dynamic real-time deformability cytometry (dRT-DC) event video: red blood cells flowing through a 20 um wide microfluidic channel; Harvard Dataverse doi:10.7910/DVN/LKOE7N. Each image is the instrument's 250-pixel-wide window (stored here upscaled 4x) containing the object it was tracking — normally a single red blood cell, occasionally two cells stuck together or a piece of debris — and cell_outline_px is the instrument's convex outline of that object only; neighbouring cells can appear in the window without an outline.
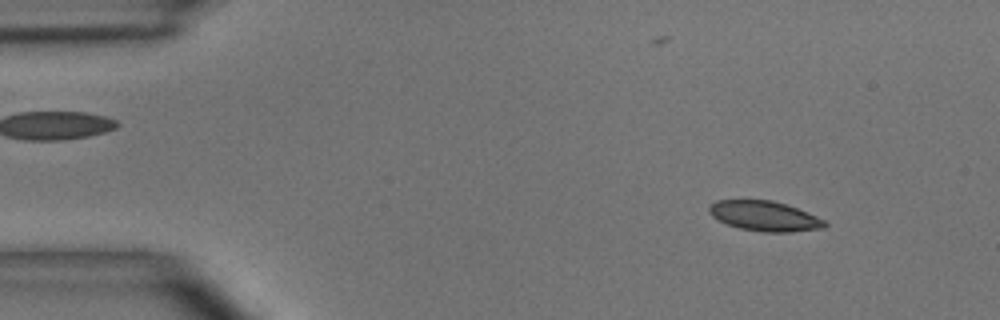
{"species": "common noctule bat (a hibernating species)", "species_latin": "Nyctalus noctula", "temperature_condition": "room temperature", "stored_images_in_passage": 50, "camera_frame_rate_fps": 3000, "um_per_image_px": 0.085, "animal": {"sex": "male", "body_mass_g": 15.6}, "frame": {"image": 1, "passage_image": 5, "time_ms": 1.333, "image_size_px": [1000, 320], "cell_outline_px": [[828, 224], [824, 228], [792, 232], [764, 232], [740, 228], [728, 224], [712, 216], [708, 212], [708, 208], [716, 200], [772, 200], [808, 212], [824, 220]], "centroid_in_image_um": [65.0, 18.37], "position_along_channel_um": 20.0, "area_um2": 20.06}}
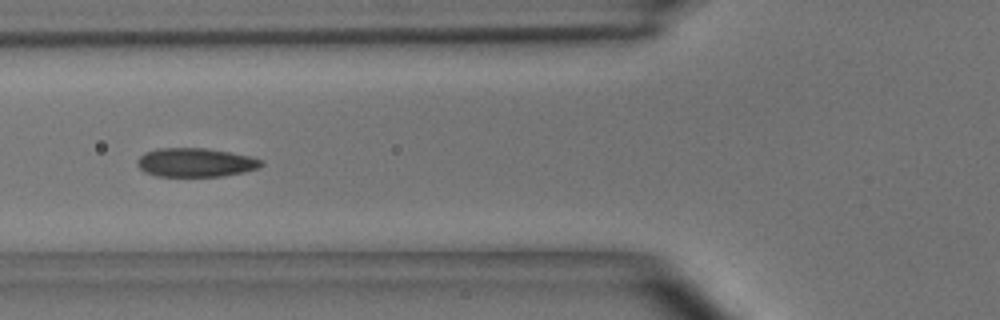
{"frame": {"image": 2, "passage_image": 18, "time_ms": 5.667, "image_size_px": [1000, 320], "cell_outline_px": [[264, 164], [260, 168], [244, 172], [220, 176], [156, 176], [144, 172], [136, 164], [136, 160], [144, 152], [156, 148], [204, 148], [252, 156], [264, 160]], "centroid_in_image_um": [16.62, 13.81], "position_along_channel_um": 109.2, "area_um2": 21.04}}
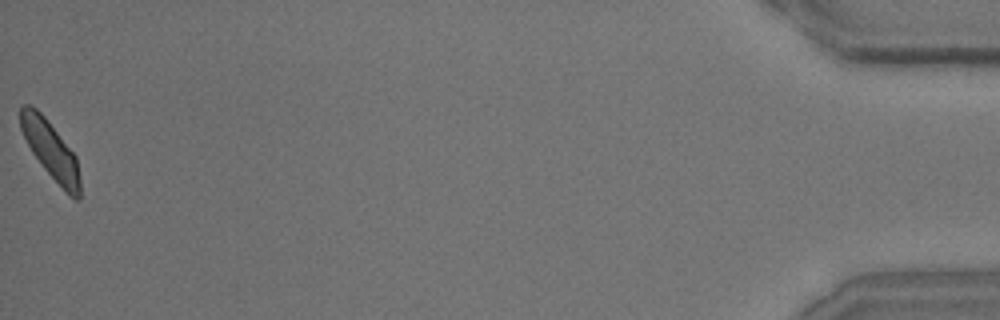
{"frame": {"image": 3, "passage_image": 50, "time_ms": 16.333, "image_size_px": [1000, 320], "cell_outline_px": [[80, 200], [76, 200], [68, 196], [64, 192], [44, 168], [32, 152], [20, 128], [20, 108], [24, 104], [28, 104], [36, 108], [44, 116], [76, 156], [80, 180]], "centroid_in_image_um": [4.32, 12.8], "position_along_channel_um": 430.9, "area_um2": 19.88}, "authors_computed_cell_mechanics": {"area_um2": 20.6057, "velocity_mm_per_s": 3.9232, "shape_relaxation_time_tau1_ms": 3.676, "shape_relaxation_time_tau2_ms": 1.1465, "deformation_change_tau1": 0.1022, "deformation_change_tau2": 0.0482}}